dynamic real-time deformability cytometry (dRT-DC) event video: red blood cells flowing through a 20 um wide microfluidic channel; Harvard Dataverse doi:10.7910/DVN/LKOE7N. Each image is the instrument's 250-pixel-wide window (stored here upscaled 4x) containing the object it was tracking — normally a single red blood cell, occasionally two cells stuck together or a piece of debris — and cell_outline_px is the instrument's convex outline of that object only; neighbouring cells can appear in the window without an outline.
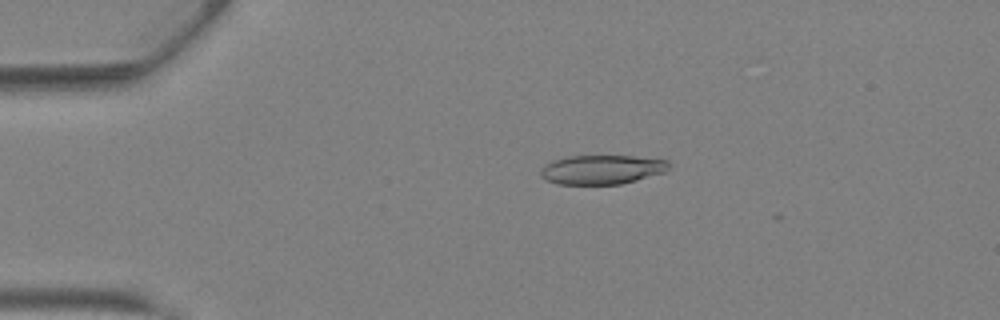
{"species": "Egyptian fruit bat (a non-hibernating species)", "species_latin": "Rousettus aegyptiacus", "temperature_condition": "warm", "stored_images_in_passage": 8, "camera_frame_rate_fps": 3000, "um_per_image_px": 0.085, "animal": {"sex": "female"}, "frame": {"image": 1, "passage_image": 4, "time_ms": 1.0, "image_size_px": [1000, 320], "cell_outline_px": [[668, 168], [664, 172], [636, 180], [620, 184], [556, 184], [540, 176], [540, 168], [552, 160], [568, 156], [636, 156], [668, 160]], "centroid_in_image_um": [51.12, 14.41], "position_along_channel_um": 33.9, "area_um2": 21.79}}